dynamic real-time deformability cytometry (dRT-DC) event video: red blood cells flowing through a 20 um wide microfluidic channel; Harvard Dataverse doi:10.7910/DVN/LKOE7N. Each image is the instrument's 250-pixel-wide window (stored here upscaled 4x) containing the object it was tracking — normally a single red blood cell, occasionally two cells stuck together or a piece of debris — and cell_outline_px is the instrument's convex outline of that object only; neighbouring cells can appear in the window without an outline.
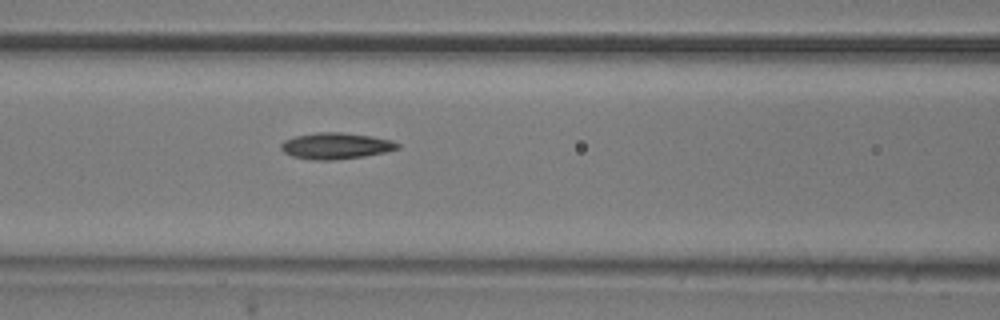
{"species": "common noctule bat (a hibernating species)", "species_latin": "Nyctalus noctula", "temperature_condition": "room temperature", "stored_images_in_passage": 7, "camera_frame_rate_fps": 3000, "um_per_image_px": 0.085, "animal": {"sex": "male", "body_mass_g": 20.5, "forearm_length_mm": 52.5}, "frame": {"image": 1, "passage_image": 7, "time_ms": 8.0, "image_size_px": [1000, 320], "cell_outline_px": [[400, 148], [384, 152], [364, 156], [332, 160], [312, 160], [292, 156], [284, 152], [280, 148], [280, 144], [284, 140], [296, 136], [316, 132], [340, 132], [372, 136], [392, 140], [400, 144]], "centroid_in_image_um": [28.54, 12.39], "position_along_channel_um": 138.1, "area_um2": 17.86}}